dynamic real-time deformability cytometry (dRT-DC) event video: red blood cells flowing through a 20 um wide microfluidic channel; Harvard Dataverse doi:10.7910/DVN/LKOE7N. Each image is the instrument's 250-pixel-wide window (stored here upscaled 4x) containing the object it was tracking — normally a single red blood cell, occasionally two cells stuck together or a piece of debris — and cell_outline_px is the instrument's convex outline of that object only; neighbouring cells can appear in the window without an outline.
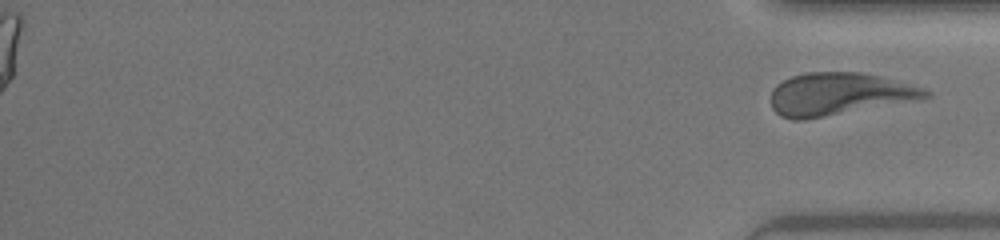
{"species": "human", "species_latin": "Homo sapiens", "temperature_condition": "warm", "stored_images_in_passage": 38, "segment_of_instrument_passage": [2, 2], "camera_frame_rate_fps": 3000, "um_per_image_px": 0.085, "donor": {"sex": "female"}, "frame": {"image": 1, "passage_image": 38, "time_ms": 12.333, "image_size_px": [1000, 240], "cell_outline_px": [[932, 96], [804, 120], [792, 120], [780, 116], [772, 108], [772, 88], [776, 84], [792, 76], [808, 72], [860, 72], [880, 76], [924, 88], [932, 92]], "centroid_in_image_um": [71.25, 7.98], "position_along_channel_um": 363.9, "area_um2": 37.69}}